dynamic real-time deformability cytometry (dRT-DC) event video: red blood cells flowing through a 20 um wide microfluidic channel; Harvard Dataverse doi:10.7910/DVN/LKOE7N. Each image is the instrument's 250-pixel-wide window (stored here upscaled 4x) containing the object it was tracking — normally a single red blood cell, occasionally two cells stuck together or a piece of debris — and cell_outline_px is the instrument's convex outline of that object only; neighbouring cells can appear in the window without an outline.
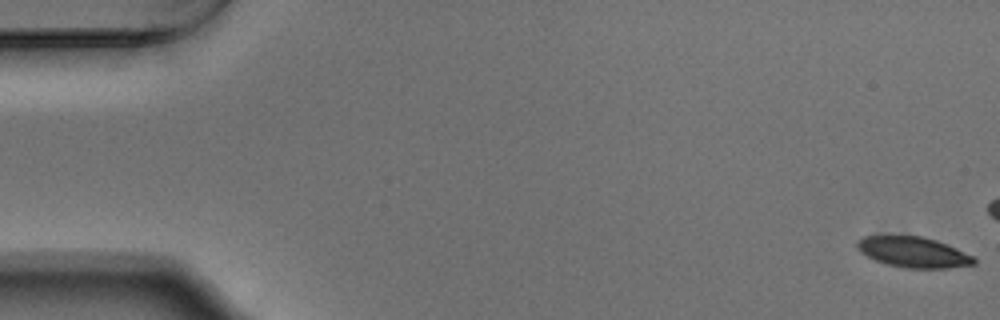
{"species": "Egyptian fruit bat (a non-hibernating species)", "species_latin": "Rousettus aegyptiacus", "temperature_condition": "warm", "stored_images_in_passage": 16, "camera_frame_rate_fps": 3000, "um_per_image_px": 0.085, "animal": {"sex": "male"}, "frame": {"image": 1, "passage_image": 1, "time_ms": 0.0, "image_size_px": [1000, 320], "cell_outline_px": [[976, 264], [948, 268], [904, 268], [888, 264], [876, 260], [860, 252], [856, 248], [856, 240], [864, 236], [884, 232], [892, 232], [920, 236], [936, 240], [956, 248], [972, 256], [976, 260]], "centroid_in_image_um": [77.53, 21.37], "position_along_channel_um": 7.5, "area_um2": 21.62}}